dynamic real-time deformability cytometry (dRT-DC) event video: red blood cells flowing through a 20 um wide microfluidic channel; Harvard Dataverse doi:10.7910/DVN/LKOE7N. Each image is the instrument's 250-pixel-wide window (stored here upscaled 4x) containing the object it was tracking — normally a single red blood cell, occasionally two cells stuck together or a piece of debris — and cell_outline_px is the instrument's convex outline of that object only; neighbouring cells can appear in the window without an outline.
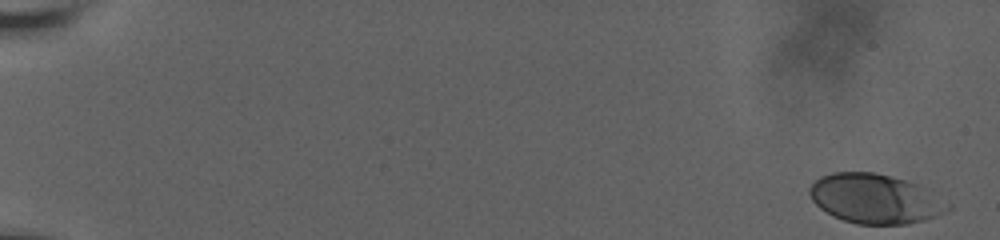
{"species": "human", "species_latin": "Homo sapiens", "temperature_condition": "room temperature", "stored_images_in_passage": 59, "camera_frame_rate_fps": 3000, "um_per_image_px": 0.085, "donor": {"sex": "male"}, "frame": {"image": 1, "passage_image": 1, "time_ms": 0.0, "image_size_px": [1000, 240], "cell_outline_px": [[952, 208], [936, 216], [924, 220], [904, 224], [856, 224], [832, 216], [820, 208], [812, 200], [808, 192], [812, 184], [820, 176], [832, 172], [872, 172], [892, 176], [928, 188], [952, 204]], "centroid_in_image_um": [74.41, 16.89], "position_along_channel_um": 10.6, "area_um2": 40.06}}
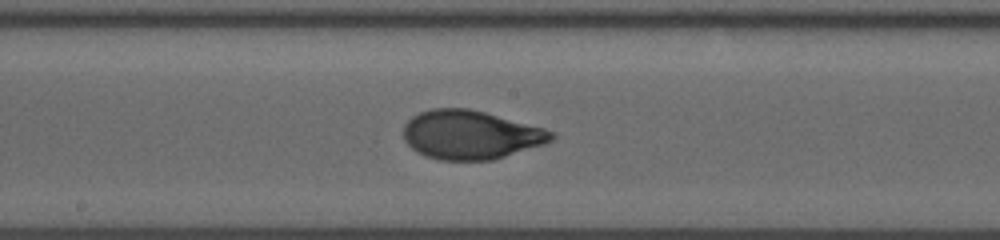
{"frame": {"image": 2, "passage_image": 34, "time_ms": 11.0, "image_size_px": [1000, 240], "cell_outline_px": [[556, 136], [552, 140], [544, 144], [492, 160], [440, 160], [424, 156], [416, 152], [404, 140], [404, 124], [412, 116], [420, 112], [432, 108], [468, 108], [484, 112], [544, 128], [552, 132]], "centroid_in_image_um": [39.97, 11.46], "position_along_channel_um": 208.2, "area_um2": 41.96}}
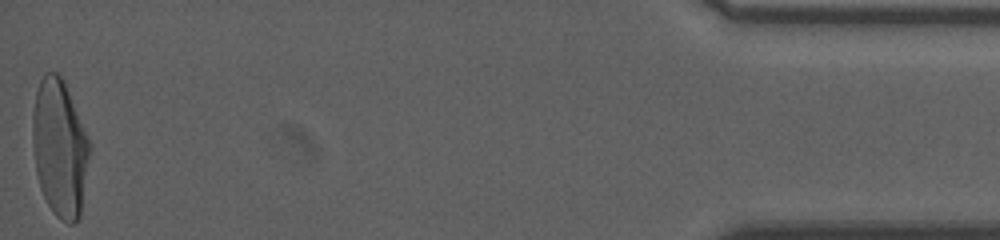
{"frame": {"image": 3, "passage_image": 59, "time_ms": 19.333, "image_size_px": [1000, 240], "cell_outline_px": [[92, 148], [80, 216], [72, 224], [68, 224], [60, 220], [52, 212], [40, 188], [36, 172], [32, 140], [32, 112], [36, 92], [40, 80], [44, 72], [56, 72], [64, 80], [92, 144]], "centroid_in_image_um": [5.1, 12.58], "position_along_channel_um": 430.1, "area_um2": 46.41}, "authors_computed_cell_mechanics": {"area_um2": 41.4426, "velocity_mm_per_s": 3.6575, "shape_relaxation_time_tau1_ms": 4.642, "shape_relaxation_time_tau2_ms": null, "deformation_change_tau1": 0.2011, "deformation_change_tau2": null}}